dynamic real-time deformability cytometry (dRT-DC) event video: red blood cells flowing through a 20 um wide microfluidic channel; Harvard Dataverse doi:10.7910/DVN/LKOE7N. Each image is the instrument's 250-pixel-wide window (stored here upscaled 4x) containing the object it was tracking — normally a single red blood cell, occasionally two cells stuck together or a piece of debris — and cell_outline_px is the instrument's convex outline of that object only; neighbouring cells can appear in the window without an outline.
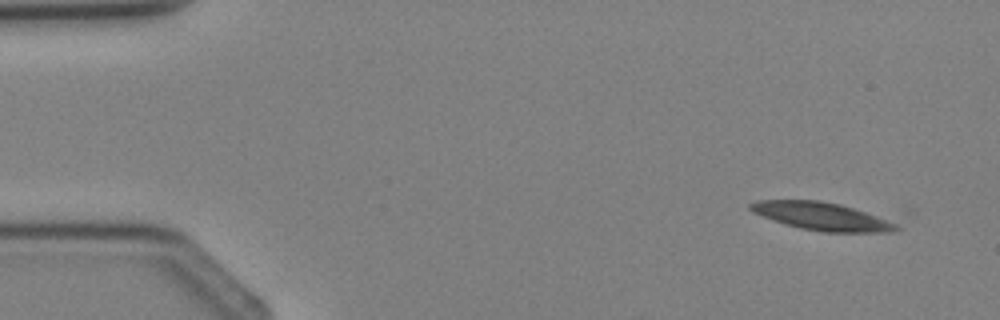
{"species": "Egyptian fruit bat (a non-hibernating species)", "species_latin": "Rousettus aegyptiacus", "temperature_condition": "cold", "stored_images_in_passage": 3, "camera_frame_rate_fps": 3000, "um_per_image_px": 0.085, "animal": {"sex": "female"}, "frame": {"image": 1, "passage_image": 1, "time_ms": 0.0, "image_size_px": [1000, 320], "cell_outline_px": [[900, 228], [888, 232], [824, 232], [800, 228], [784, 224], [772, 220], [752, 212], [748, 208], [748, 204], [756, 200], [816, 200], [840, 204], [900, 220]], "centroid_in_image_um": [69.97, 18.38], "position_along_channel_um": 15.0, "area_um2": 24.45}}
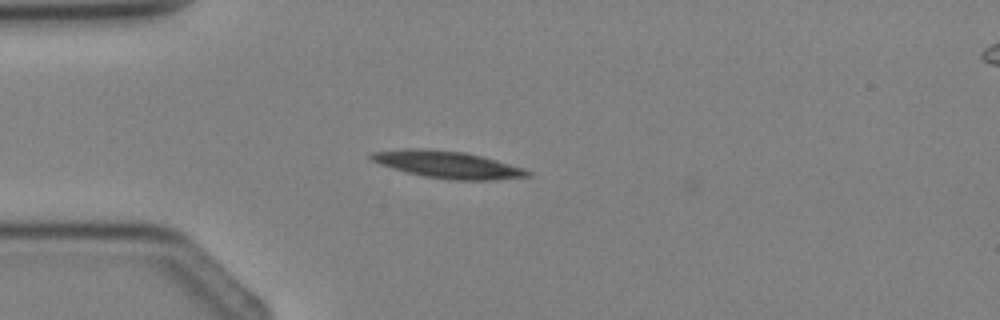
{"frame": {"image": 2, "passage_image": 3, "time_ms": 2.333, "image_size_px": [1000, 320], "cell_outline_px": [[532, 176], [492, 180], [448, 180], [424, 176], [392, 168], [380, 164], [372, 160], [368, 156], [372, 152], [404, 148], [424, 148], [464, 152], [496, 160], [524, 168], [532, 172]], "centroid_in_image_um": [38.05, 13.99], "position_along_channel_um": 46.9, "area_um2": 24.68}}